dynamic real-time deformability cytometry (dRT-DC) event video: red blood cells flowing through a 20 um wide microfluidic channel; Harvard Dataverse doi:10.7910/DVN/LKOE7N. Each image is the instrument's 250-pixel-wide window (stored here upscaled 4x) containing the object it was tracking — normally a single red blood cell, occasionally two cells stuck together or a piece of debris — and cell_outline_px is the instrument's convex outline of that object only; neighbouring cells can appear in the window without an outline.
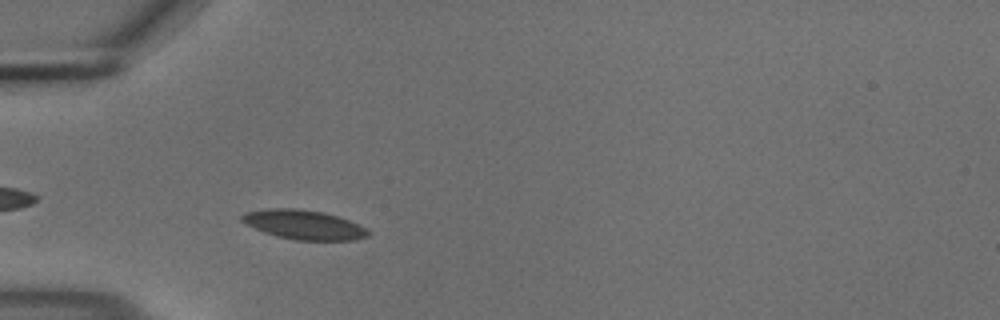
{"species": "common noctule bat (a hibernating species)", "species_latin": "Nyctalus noctula", "temperature_condition": "cold", "stored_images_in_passage": 47, "camera_frame_rate_fps": 3000, "um_per_image_px": 0.085, "animal": {"sex": "male", "body_mass_g": 18.8}, "frame": {"image": 1, "passage_image": 9, "time_ms": 2.667, "image_size_px": [1000, 320], "cell_outline_px": [[372, 232], [368, 236], [356, 240], [296, 240], [276, 236], [264, 232], [244, 224], [240, 220], [240, 216], [244, 212], [272, 208], [296, 208], [324, 212], [348, 220]], "centroid_in_image_um": [25.78, 19.1], "position_along_channel_um": 59.2, "area_um2": 21.62}}
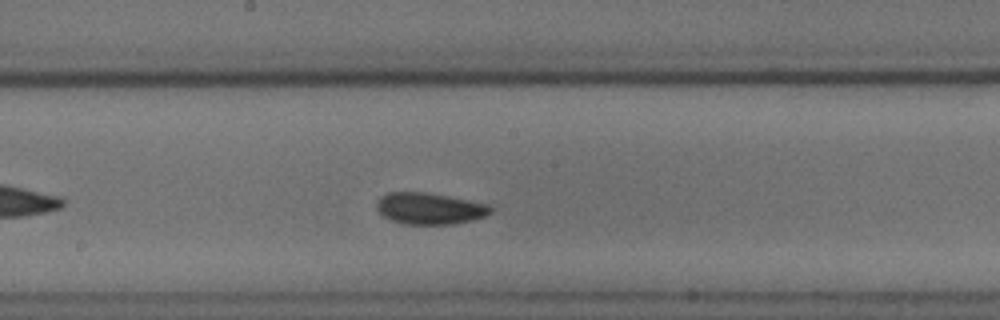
{"frame": {"image": 2, "passage_image": 22, "time_ms": 7.0, "image_size_px": [1000, 320], "cell_outline_px": [[492, 212], [484, 216], [472, 220], [452, 224], [404, 224], [392, 220], [384, 216], [376, 208], [376, 204], [380, 196], [388, 192], [424, 192], [448, 196], [488, 204], [492, 208]], "centroid_in_image_um": [36.5, 17.72], "position_along_channel_um": 211.7, "area_um2": 20.81}}
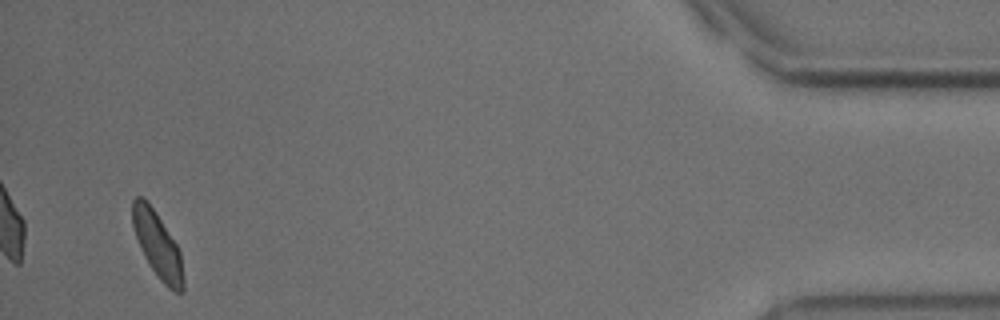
{"frame": {"image": 3, "passage_image": 45, "time_ms": 14.667, "image_size_px": [1000, 320], "cell_outline_px": [[184, 292], [176, 292], [168, 288], [156, 276], [148, 264], [144, 256], [136, 236], [132, 224], [132, 200], [136, 196], [140, 196], [152, 208], [176, 244], [180, 252], [184, 280]], "centroid_in_image_um": [13.39, 20.88], "position_along_channel_um": 421.8, "area_um2": 19.13}, "authors_computed_cell_mechanics": {"area_um2": 20.2878, "velocity_mm_per_s": 3.6599, "shape_relaxation_time_tau1_ms": 2.2756, "shape_relaxation_time_tau2_ms": 2.6323, "deformation_change_tau1": 0.0607, "deformation_change_tau2": 0.0517}}